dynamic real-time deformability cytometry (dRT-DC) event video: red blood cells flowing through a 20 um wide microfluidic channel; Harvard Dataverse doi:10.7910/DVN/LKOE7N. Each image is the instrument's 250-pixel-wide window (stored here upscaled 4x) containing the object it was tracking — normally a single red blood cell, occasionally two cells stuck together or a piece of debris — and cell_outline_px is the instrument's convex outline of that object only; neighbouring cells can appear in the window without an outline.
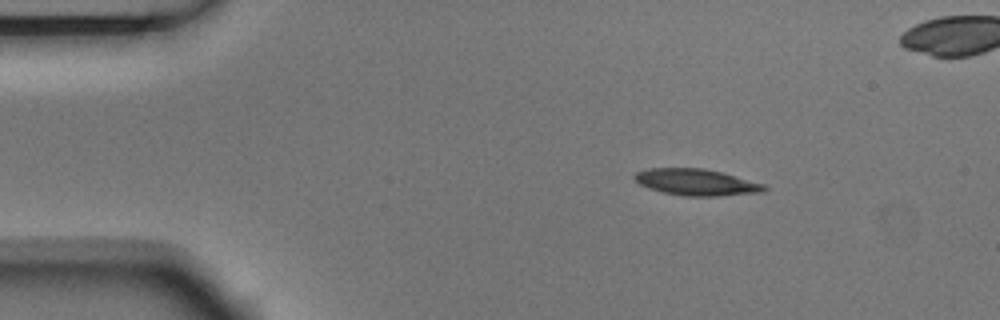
{"species": "Egyptian fruit bat (a non-hibernating species)", "species_latin": "Rousettus aegyptiacus", "temperature_condition": "room temperature", "stored_images_in_passage": 5, "camera_frame_rate_fps": 3000, "um_per_image_px": 0.085, "animal": {"sex": "male"}, "frame": {"image": 1, "passage_image": 2, "time_ms": 0.333, "image_size_px": [1000, 320], "cell_outline_px": [[768, 188], [764, 192], [720, 196], [684, 196], [664, 192], [648, 188], [640, 184], [632, 176], [636, 172], [648, 168], [704, 168], [720, 172], [764, 184]], "centroid_in_image_um": [59.18, 15.49], "position_along_channel_um": 25.8, "area_um2": 19.94}}